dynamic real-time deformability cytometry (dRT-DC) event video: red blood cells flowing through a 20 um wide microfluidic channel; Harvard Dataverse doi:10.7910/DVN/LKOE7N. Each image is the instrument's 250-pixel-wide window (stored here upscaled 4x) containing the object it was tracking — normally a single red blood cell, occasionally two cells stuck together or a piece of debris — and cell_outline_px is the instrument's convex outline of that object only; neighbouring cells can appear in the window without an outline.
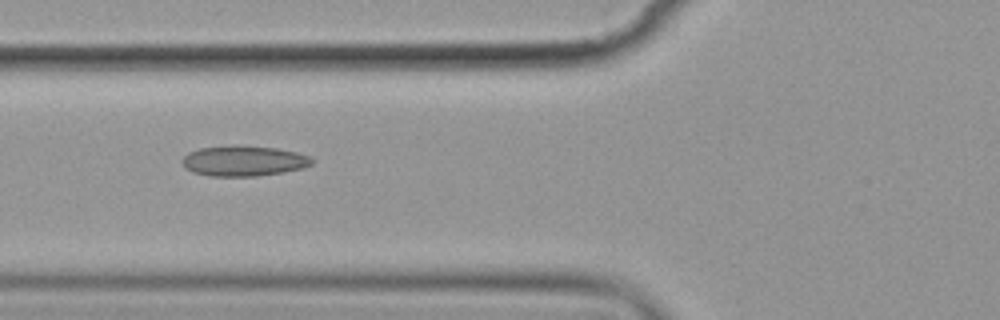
{"species": "common noctule bat (a hibernating species)", "species_latin": "Nyctalus noctula", "temperature_condition": "cold", "stored_images_in_passage": 6, "camera_frame_rate_fps": 3000, "um_per_image_px": 0.085, "animal": {"sex": "female", "body_mass_g": 19.9}, "frame": {"image": 1, "passage_image": 5, "time_ms": 4.667, "image_size_px": [1000, 320], "cell_outline_px": [[312, 164], [304, 168], [284, 172], [256, 176], [208, 176], [192, 172], [184, 168], [180, 160], [188, 152], [200, 148], [276, 148], [296, 152], [312, 156]], "centroid_in_image_um": [20.71, 13.73], "position_along_channel_um": 105.1, "area_um2": 22.31}}
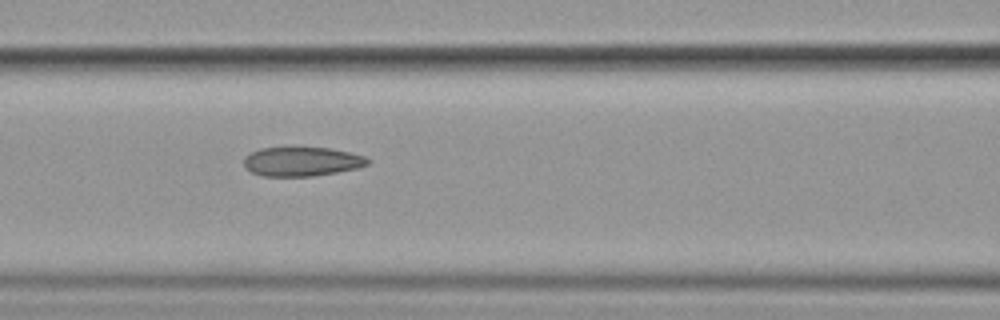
{"frame": {"image": 2, "passage_image": 6, "time_ms": 5.667, "image_size_px": [1000, 320], "cell_outline_px": [[372, 160], [368, 164], [356, 168], [336, 172], [312, 176], [264, 176], [252, 172], [244, 168], [244, 156], [260, 148], [332, 148], [364, 156]], "centroid_in_image_um": [25.64, 13.73], "position_along_channel_um": 141.0, "area_um2": 20.92}}